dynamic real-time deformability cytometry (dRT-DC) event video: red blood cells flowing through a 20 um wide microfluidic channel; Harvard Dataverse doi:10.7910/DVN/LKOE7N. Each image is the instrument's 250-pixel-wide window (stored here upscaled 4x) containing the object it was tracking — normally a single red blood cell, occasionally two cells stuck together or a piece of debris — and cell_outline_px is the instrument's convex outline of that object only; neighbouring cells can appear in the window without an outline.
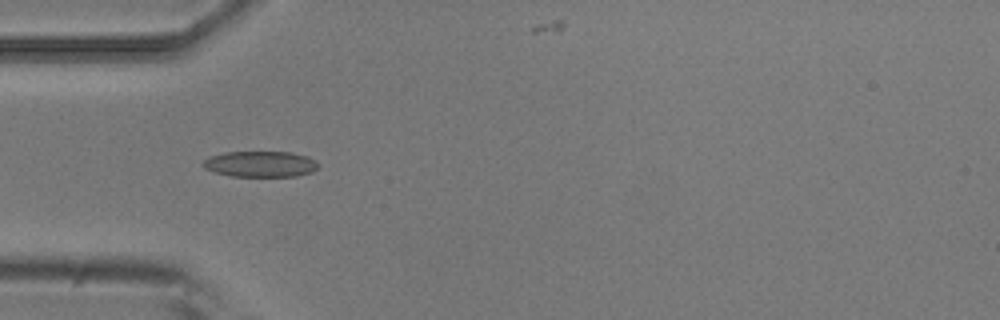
{"species": "common noctule bat (a hibernating species)", "species_latin": "Nyctalus noctula", "temperature_condition": "room temperature", "stored_images_in_passage": 6, "camera_frame_rate_fps": 3000, "um_per_image_px": 0.085, "animal": {"sex": "male", "body_mass_g": 20.5, "forearm_length_mm": 52.5}, "frame": {"image": 1, "passage_image": 5, "time_ms": 1.333, "image_size_px": [1000, 320], "cell_outline_px": [[320, 164], [312, 172], [296, 176], [232, 176], [216, 172], [204, 168], [200, 164], [208, 156], [224, 152], [292, 152], [308, 156], [316, 160]], "centroid_in_image_um": [22.14, 13.93], "position_along_channel_um": 62.9, "area_um2": 17.51}}
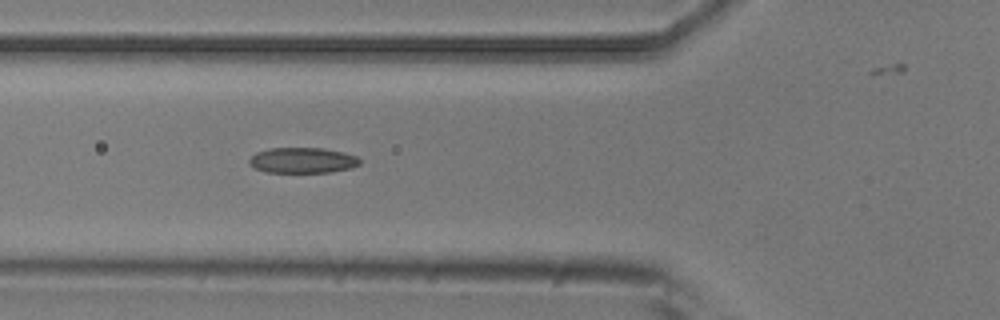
{"frame": {"image": 2, "passage_image": 6, "time_ms": 1.667, "image_size_px": [1000, 320], "cell_outline_px": [[360, 164], [352, 168], [332, 172], [268, 172], [256, 168], [248, 164], [248, 160], [256, 152], [268, 148], [324, 148], [344, 152], [356, 156], [360, 160]], "centroid_in_image_um": [25.73, 13.62], "position_along_channel_um": 100.1, "area_um2": 16.53}}